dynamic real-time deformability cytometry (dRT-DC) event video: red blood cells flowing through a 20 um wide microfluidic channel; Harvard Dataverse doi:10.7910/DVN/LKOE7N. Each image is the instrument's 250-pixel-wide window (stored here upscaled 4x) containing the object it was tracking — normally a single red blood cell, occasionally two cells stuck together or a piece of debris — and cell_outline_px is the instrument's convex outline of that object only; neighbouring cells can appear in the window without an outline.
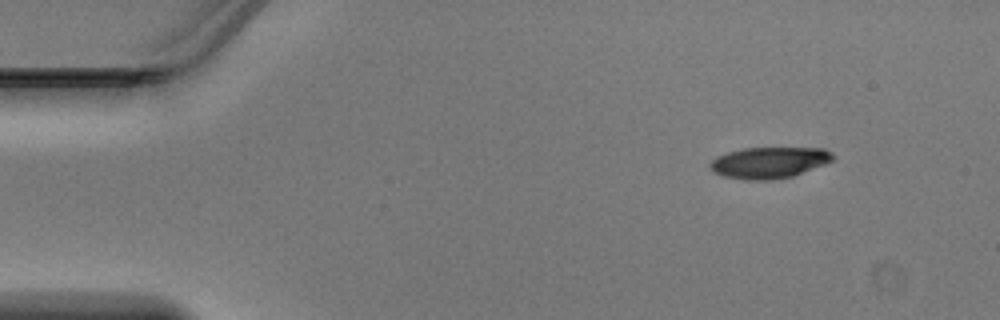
{"species": "Egyptian fruit bat (a non-hibernating species)", "species_latin": "Rousettus aegyptiacus", "temperature_condition": "warm", "stored_images_in_passage": 43, "camera_frame_rate_fps": 3000, "um_per_image_px": 0.085, "animal": {"sex": "male"}, "frame": {"image": 1, "passage_image": 1, "time_ms": 0.0, "image_size_px": [1000, 320], "cell_outline_px": [[836, 156], [832, 160], [824, 164], [792, 176], [772, 180], [744, 180], [724, 176], [708, 168], [708, 164], [716, 156], [728, 152], [744, 148], [824, 148], [832, 152]], "centroid_in_image_um": [65.36, 13.81], "position_along_channel_um": 19.6, "area_um2": 22.37}}
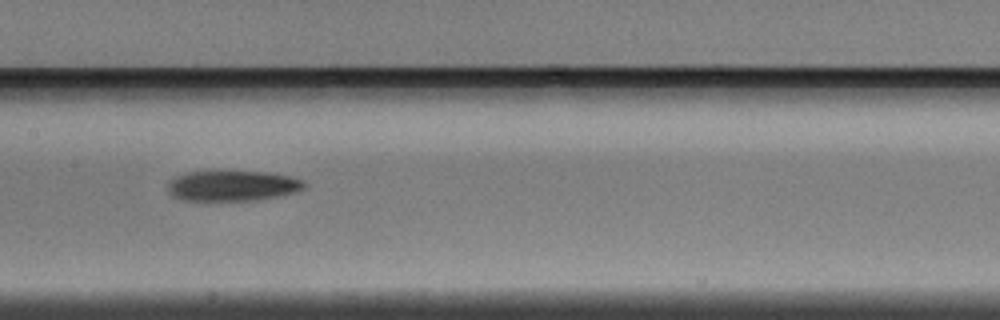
{"frame": {"image": 2, "passage_image": 19, "time_ms": 6.0, "image_size_px": [1000, 320], "cell_outline_px": [[304, 188], [292, 192], [276, 196], [256, 200], [184, 200], [172, 196], [168, 192], [168, 184], [176, 176], [188, 172], [264, 172], [288, 176], [304, 180]], "centroid_in_image_um": [19.72, 15.79], "position_along_channel_um": 187.7, "area_um2": 23.64}}
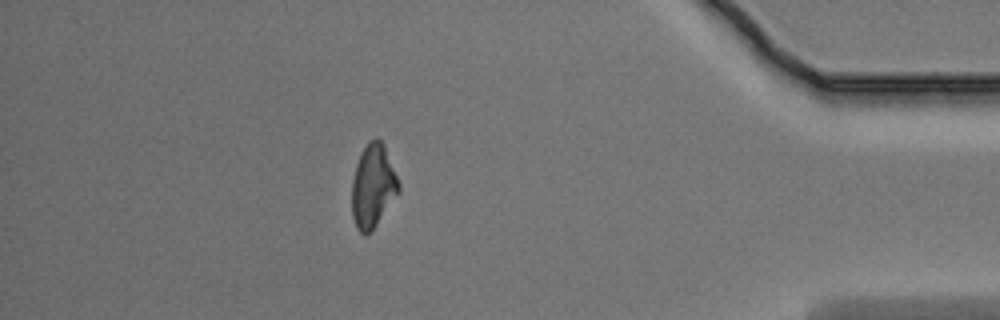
{"frame": {"image": 3, "passage_image": 37, "time_ms": 12.0, "image_size_px": [1000, 320], "cell_outline_px": [[400, 192], [376, 224], [364, 236], [356, 228], [352, 216], [352, 180], [356, 164], [368, 140], [376, 136], [384, 144], [400, 184]], "centroid_in_image_um": [31.7, 15.79], "position_along_channel_um": 403.5, "area_um2": 22.66}}